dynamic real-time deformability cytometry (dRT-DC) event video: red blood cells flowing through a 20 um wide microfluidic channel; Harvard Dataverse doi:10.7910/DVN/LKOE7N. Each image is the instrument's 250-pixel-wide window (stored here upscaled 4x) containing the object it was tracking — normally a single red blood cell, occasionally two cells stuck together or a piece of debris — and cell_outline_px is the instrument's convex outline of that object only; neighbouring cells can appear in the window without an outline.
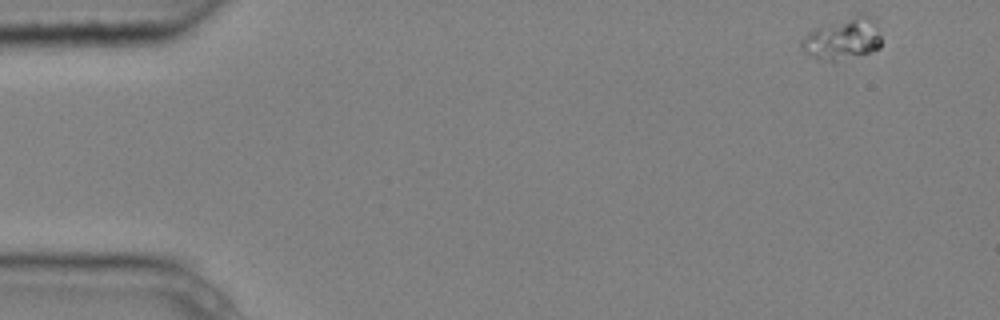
{"species": "common noctule bat (a hibernating species)", "species_latin": "Nyctalus noctula", "temperature_condition": "cold", "stored_images_in_passage": 8, "camera_frame_rate_fps": 3000, "um_per_image_px": 0.085, "animal": {"sex": "male", "body_mass_g": 20.4}, "frame": {"image": 1, "passage_image": 1, "time_ms": 0.0, "image_size_px": [1000, 320], "cell_outline_px": [[880, 48], [836, 64], [832, 64], [812, 56], [800, 44], [800, 40], [808, 32], [816, 28], [860, 12], [864, 12], [872, 16], [876, 20], [880, 36]], "centroid_in_image_um": [71.68, 3.3], "position_along_channel_um": 13.3, "area_um2": 20.0}}
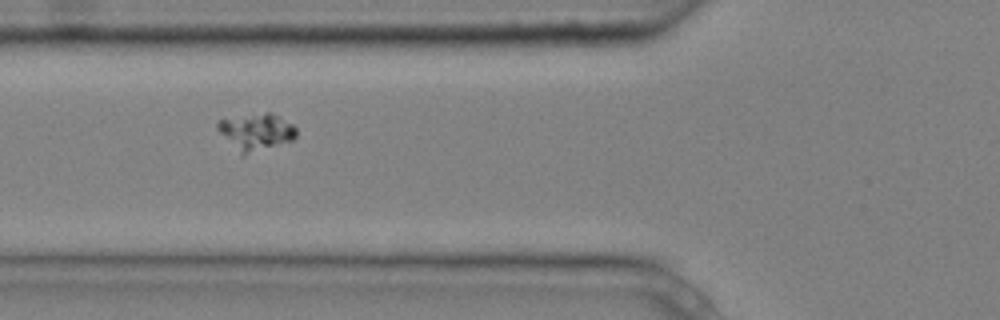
{"frame": {"image": 2, "passage_image": 6, "time_ms": 1.667, "image_size_px": [1000, 320], "cell_outline_px": [[296, 136], [292, 140], [244, 156], [216, 128], [216, 124], [220, 120], [264, 112], [272, 112], [292, 124], [296, 128]], "centroid_in_image_um": [21.81, 11.2], "position_along_channel_um": 104.0, "area_um2": 16.47}}
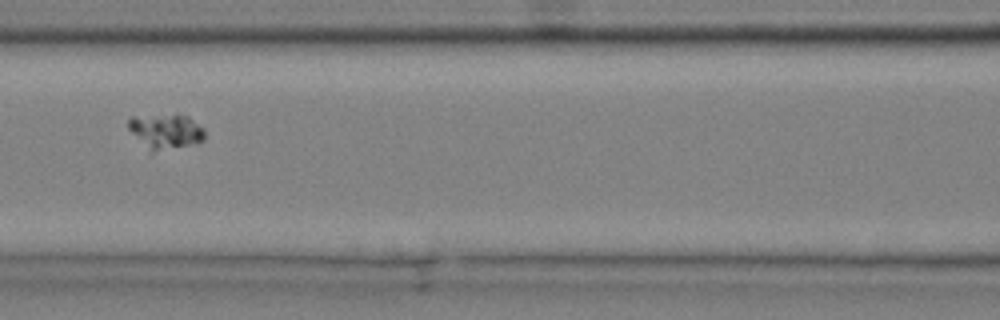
{"frame": {"image": 3, "passage_image": 7, "time_ms": 2.0, "image_size_px": [1000, 320], "cell_outline_px": [[204, 140], [196, 144], [152, 152], [128, 128], [128, 120], [132, 116], [176, 112], [188, 116], [204, 128]], "centroid_in_image_um": [14.12, 11.11], "position_along_channel_um": 152.5, "area_um2": 15.9}}